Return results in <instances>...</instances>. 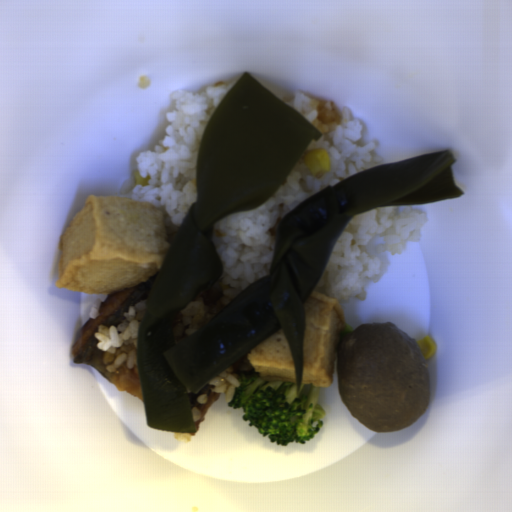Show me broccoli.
Wrapping results in <instances>:
<instances>
[{
    "label": "broccoli",
    "mask_w": 512,
    "mask_h": 512,
    "mask_svg": "<svg viewBox=\"0 0 512 512\" xmlns=\"http://www.w3.org/2000/svg\"><path fill=\"white\" fill-rule=\"evenodd\" d=\"M318 385H303L299 394L295 382L260 381L247 378L234 389L227 407L243 409L242 421L257 427L262 438L274 445L306 444L319 434L327 412L320 402Z\"/></svg>",
    "instance_id": "1"
}]
</instances>
